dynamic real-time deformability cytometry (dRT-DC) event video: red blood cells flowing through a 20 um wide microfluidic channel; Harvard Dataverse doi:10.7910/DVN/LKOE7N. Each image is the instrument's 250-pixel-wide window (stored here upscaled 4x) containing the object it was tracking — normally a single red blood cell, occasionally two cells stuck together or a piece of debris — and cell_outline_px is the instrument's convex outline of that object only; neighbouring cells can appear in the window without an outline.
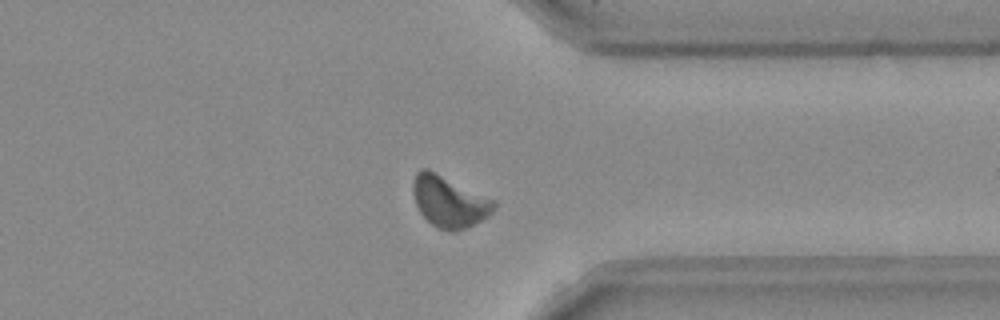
{"species": "Egyptian fruit bat (a non-hibernating species)", "species_latin": "Rousettus aegyptiacus", "temperature_condition": "room temperature", "stored_images_in_passage": 45, "camera_frame_rate_fps": 3000, "um_per_image_px": 0.085, "frame": {"image": 1, "passage_image": 32, "time_ms": 10.333, "image_size_px": [1000, 320], "cell_outline_px": [[496, 208], [488, 216], [468, 228], [456, 232], [448, 232], [436, 228], [420, 212], [416, 204], [412, 192], [412, 184], [416, 172], [420, 168], [428, 168], [496, 200]], "centroid_in_image_um": [38.19, 17.14], "position_along_channel_um": 373.2, "area_um2": 24.62}}
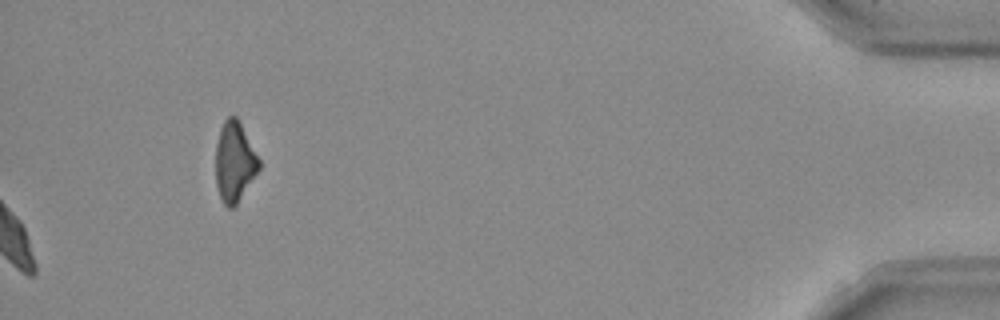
{"frame": {"image": 2, "passage_image": 45, "time_ms": 14.667, "image_size_px": [1000, 320], "cell_outline_px": [[260, 168], [236, 204], [232, 208], [228, 208], [224, 204], [220, 196], [216, 184], [216, 144], [220, 128], [224, 120], [228, 116], [236, 116], [260, 160]], "centroid_in_image_um": [19.92, 13.75], "position_along_channel_um": 415.3, "area_um2": 19.88}, "authors_computed_cell_mechanics": {"area_um2": 23.1778, "velocity_mm_per_s": 3.9029, "shape_relaxation_time_tau1_ms": 5.008, "shape_relaxation_time_tau2_ms": 4.9294, "deformation_change_tau1": 0.1536, "deformation_change_tau2": 0.0984}}